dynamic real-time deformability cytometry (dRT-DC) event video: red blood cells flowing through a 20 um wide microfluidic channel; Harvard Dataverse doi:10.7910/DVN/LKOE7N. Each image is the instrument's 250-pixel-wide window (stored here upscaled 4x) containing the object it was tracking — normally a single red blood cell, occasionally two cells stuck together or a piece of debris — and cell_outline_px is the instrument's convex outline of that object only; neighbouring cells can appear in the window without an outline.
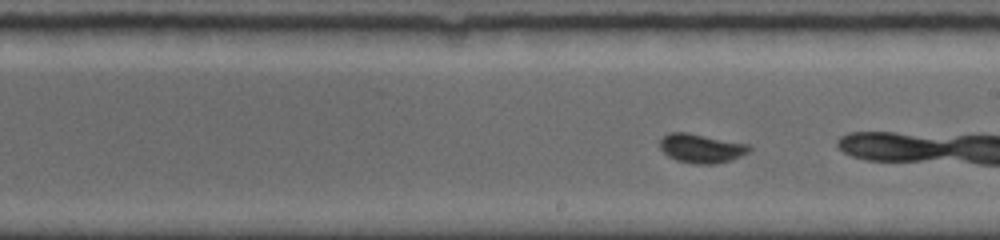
{"species": "common noctule bat (a hibernating species)", "species_latin": "Nyctalus noctula", "temperature_condition": "room temperature", "stored_images_in_passage": 32, "camera_frame_rate_fps": 5000, "um_per_image_px": 0.085, "animal": {"sex": "female", "body_mass_g": 19.0, "forearm_length_mm": 56.7}, "frame": {"image": 1, "passage_image": 15, "time_ms": 4.8, "image_size_px": [1000, 240], "cell_outline_px": [[752, 148], [748, 152], [732, 160], [716, 164], [696, 164], [676, 160], [668, 156], [660, 148], [660, 140], [668, 132], [688, 132], [748, 144]], "centroid_in_image_um": [59.6, 12.61], "position_along_channel_um": 229.4, "area_um2": 15.14}, "authors_computed_cell_mechanics": {"area_um2": 14.5945, "velocity_mm_per_s": 3.9396, "shape_relaxation_time_tau1_ms": 4.7609, "shape_relaxation_time_tau2_ms": null, "deformation_change_tau1": 0.1127, "deformation_change_tau2": null}}